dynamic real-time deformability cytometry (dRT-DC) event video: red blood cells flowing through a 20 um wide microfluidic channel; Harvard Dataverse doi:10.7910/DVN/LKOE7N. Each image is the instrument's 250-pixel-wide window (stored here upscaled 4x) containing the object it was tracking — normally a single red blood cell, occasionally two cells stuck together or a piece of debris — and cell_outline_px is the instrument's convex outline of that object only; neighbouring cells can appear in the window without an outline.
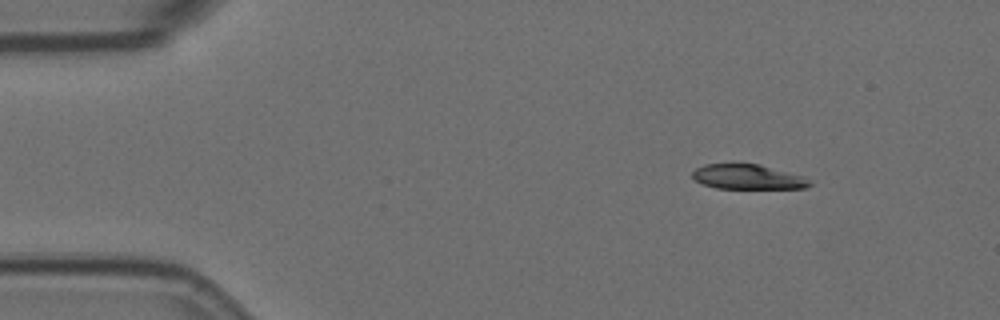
{"species": "Egyptian fruit bat (a non-hibernating species)", "species_latin": "Rousettus aegyptiacus", "temperature_condition": "room temperature", "stored_images_in_passage": 9, "camera_frame_rate_fps": 3000, "um_per_image_px": 0.085, "animal": {"sex": "female"}, "frame": {"image": 1, "passage_image": 1, "time_ms": 0.0, "image_size_px": [1000, 320], "cell_outline_px": [[812, 184], [808, 188], [716, 188], [704, 184], [696, 180], [692, 176], [692, 172], [696, 168], [704, 164], [732, 160], [760, 164], [804, 176], [812, 180]], "centroid_in_image_um": [63.55, 14.98], "position_along_channel_um": 21.5, "area_um2": 17.74}}